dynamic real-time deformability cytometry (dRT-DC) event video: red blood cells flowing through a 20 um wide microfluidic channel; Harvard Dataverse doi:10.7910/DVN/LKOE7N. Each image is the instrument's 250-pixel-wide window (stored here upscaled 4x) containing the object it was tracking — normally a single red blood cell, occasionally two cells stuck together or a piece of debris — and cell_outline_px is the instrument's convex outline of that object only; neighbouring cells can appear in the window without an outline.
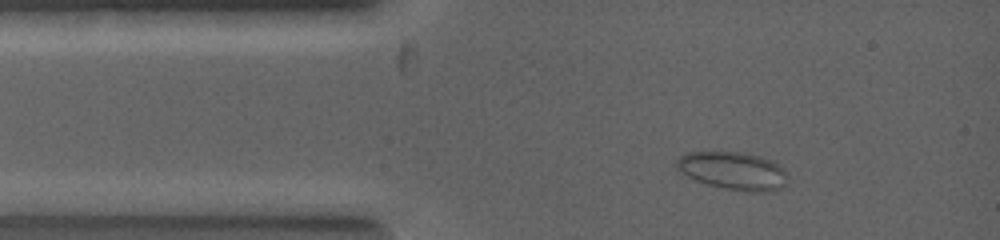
{"species": "common noctule bat (a hibernating species)", "species_latin": "Nyctalus noctula", "temperature_condition": "warm", "stored_images_in_passage": 4, "camera_frame_rate_fps": 5000, "um_per_image_px": 0.085, "animal": {"sex": "female", "body_mass_g": 19.0, "forearm_length_mm": 53.3}, "frame": {"image": 1, "passage_image": 3, "time_ms": 1.2, "image_size_px": [1000, 240], "cell_outline_px": [[788, 176], [784, 184], [780, 188], [760, 192], [752, 192], [724, 188], [708, 184], [696, 180], [688, 176], [676, 168], [676, 160], [680, 156], [688, 152], [744, 152], [760, 156], [772, 160], [780, 164], [788, 172]], "centroid_in_image_um": [62.34, 14.5], "position_along_channel_um": 22.7, "area_um2": 24.51}}